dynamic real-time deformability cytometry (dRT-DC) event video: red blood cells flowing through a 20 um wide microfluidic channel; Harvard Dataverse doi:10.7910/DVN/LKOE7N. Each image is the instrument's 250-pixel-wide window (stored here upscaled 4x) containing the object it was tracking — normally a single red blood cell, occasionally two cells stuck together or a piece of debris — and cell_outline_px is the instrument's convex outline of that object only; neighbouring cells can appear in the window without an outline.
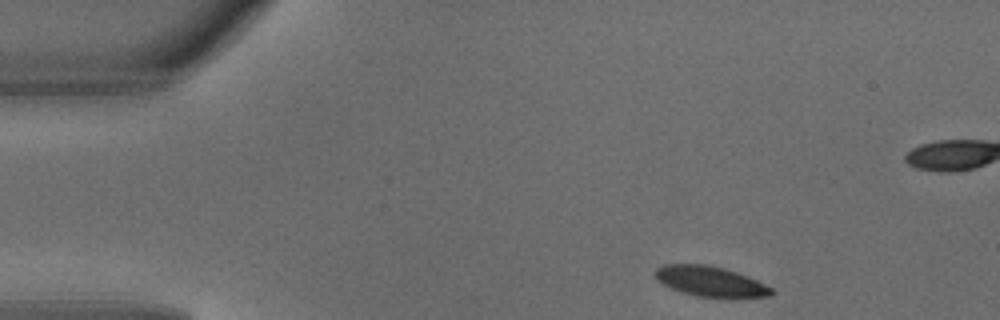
{"species": "common noctule bat (a hibernating species)", "species_latin": "Nyctalus noctula", "temperature_condition": "warm", "stored_images_in_passage": 4, "camera_frame_rate_fps": 3000, "um_per_image_px": 0.085, "animal": {"sex": "male", "body_mass_g": 18.8}, "frame": {"image": 1, "passage_image": 1, "time_ms": 0.0, "image_size_px": [1000, 320], "cell_outline_px": [[772, 296], [696, 296], [680, 292], [656, 280], [652, 272], [656, 268], [664, 264], [704, 264], [724, 268], [748, 276], [772, 288]], "centroid_in_image_um": [60.29, 23.89], "position_along_channel_um": 24.7, "area_um2": 20.11}}